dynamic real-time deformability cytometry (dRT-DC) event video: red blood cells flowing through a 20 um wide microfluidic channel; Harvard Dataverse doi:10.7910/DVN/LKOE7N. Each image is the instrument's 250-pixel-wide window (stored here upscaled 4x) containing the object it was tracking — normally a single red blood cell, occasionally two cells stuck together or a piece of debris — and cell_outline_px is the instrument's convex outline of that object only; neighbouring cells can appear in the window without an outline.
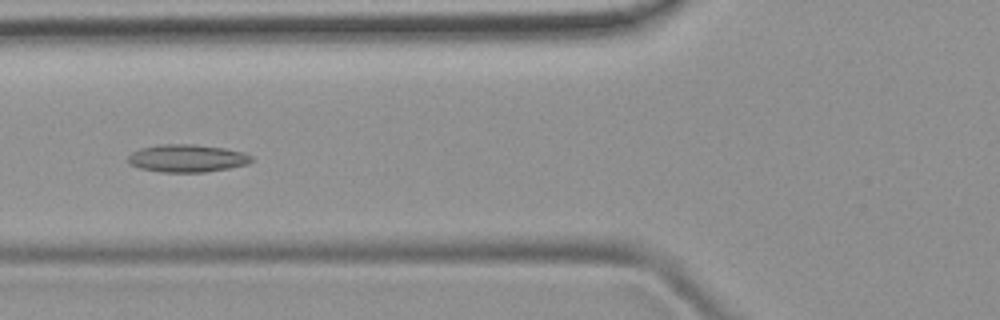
{"species": "common noctule bat (a hibernating species)", "species_latin": "Nyctalus noctula", "temperature_condition": "room temperature", "stored_images_in_passage": 6, "camera_frame_rate_fps": 3000, "um_per_image_px": 0.085, "animal": {"sex": "female", "body_mass_g": 19.9}, "frame": {"image": 1, "passage_image": 6, "time_ms": 5.667, "image_size_px": [1000, 320], "cell_outline_px": [[252, 160], [248, 164], [228, 168], [204, 172], [160, 172], [140, 168], [128, 164], [128, 156], [132, 152], [140, 148], [156, 144], [196, 144], [224, 148], [244, 152], [252, 156]], "centroid_in_image_um": [15.88, 13.44], "position_along_channel_um": 109.9, "area_um2": 20.06}}